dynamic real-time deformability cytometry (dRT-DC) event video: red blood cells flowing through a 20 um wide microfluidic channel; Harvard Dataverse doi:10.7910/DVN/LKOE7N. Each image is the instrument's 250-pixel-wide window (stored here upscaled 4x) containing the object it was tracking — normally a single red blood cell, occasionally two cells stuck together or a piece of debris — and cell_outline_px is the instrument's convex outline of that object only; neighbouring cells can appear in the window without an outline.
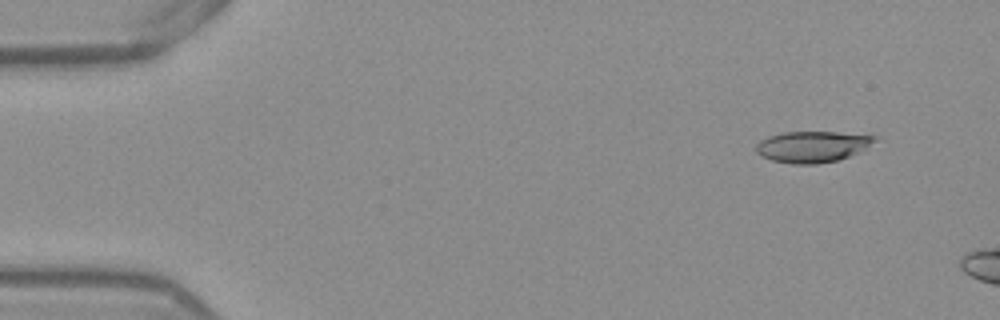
{"species": "Egyptian fruit bat (a non-hibernating species)", "species_latin": "Rousettus aegyptiacus", "temperature_condition": "warm", "stored_images_in_passage": 10, "camera_frame_rate_fps": 3000, "um_per_image_px": 0.085, "frame": {"image": 1, "passage_image": 5, "time_ms": 1.333, "image_size_px": [1000, 320], "cell_outline_px": [[880, 140], [848, 156], [836, 160], [816, 164], [792, 164], [772, 160], [760, 156], [756, 152], [756, 144], [760, 140], [768, 136], [784, 132], [836, 132], [876, 136]], "centroid_in_image_um": [69.02, 12.46], "position_along_channel_um": 16.0, "area_um2": 21.44}}